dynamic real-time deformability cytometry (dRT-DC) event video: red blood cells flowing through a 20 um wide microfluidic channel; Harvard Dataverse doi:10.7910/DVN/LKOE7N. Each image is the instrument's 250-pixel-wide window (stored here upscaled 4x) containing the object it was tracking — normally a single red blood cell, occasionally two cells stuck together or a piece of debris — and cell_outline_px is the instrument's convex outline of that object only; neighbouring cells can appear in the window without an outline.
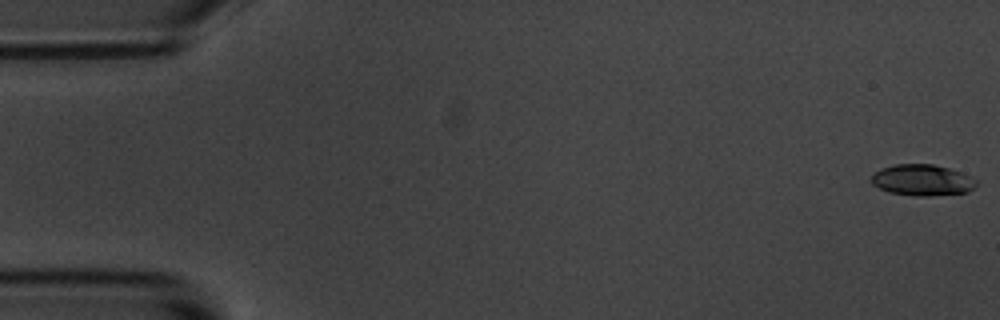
{"species": "common noctule bat (a hibernating species)", "species_latin": "Nyctalus noctula", "temperature_condition": "room temperature", "stored_images_in_passage": 13, "camera_frame_rate_fps": 3000, "um_per_image_px": 0.085, "animal": {"sex": "male", "body_mass_g": 20.1, "forearm_length_mm": 53.5}, "frame": {"image": 1, "passage_image": 1, "time_ms": 0.0, "image_size_px": [1000, 320], "cell_outline_px": [[976, 184], [968, 192], [928, 196], [916, 196], [888, 192], [872, 184], [872, 176], [880, 168], [896, 164], [932, 164], [948, 168], [972, 176], [976, 180]], "centroid_in_image_um": [78.39, 15.31], "position_along_channel_um": 6.6, "area_um2": 18.96}}